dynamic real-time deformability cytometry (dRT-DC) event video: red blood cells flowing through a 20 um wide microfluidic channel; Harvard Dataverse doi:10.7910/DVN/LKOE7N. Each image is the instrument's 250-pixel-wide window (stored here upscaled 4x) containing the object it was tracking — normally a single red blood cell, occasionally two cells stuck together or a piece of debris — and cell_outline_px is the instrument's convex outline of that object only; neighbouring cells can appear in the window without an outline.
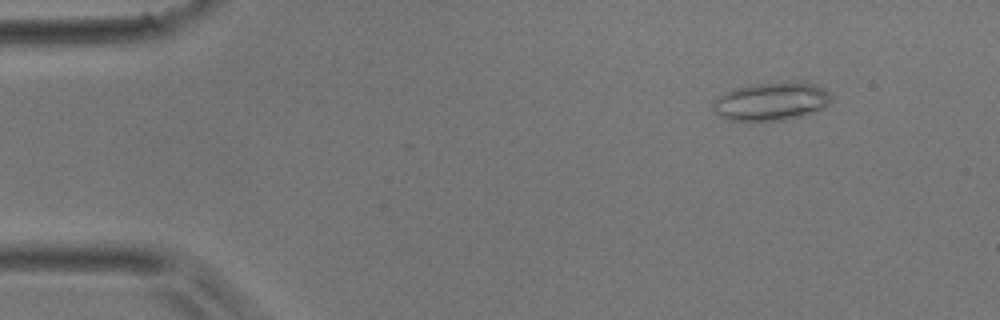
{"species": "common noctule bat (a hibernating species)", "species_latin": "Nyctalus noctula", "temperature_condition": "room temperature", "stored_images_in_passage": 48, "camera_frame_rate_fps": 3000, "um_per_image_px": 0.085, "animal": {"sex": "male", "body_mass_g": 17.9}, "frame": {"image": 1, "passage_image": 7, "time_ms": 2.0, "image_size_px": [1000, 320], "cell_outline_px": [[832, 100], [828, 104], [816, 112], [804, 116], [784, 120], [728, 120], [720, 116], [716, 112], [712, 104], [720, 96], [732, 88], [752, 84], [796, 80], [804, 80], [816, 84], [824, 88], [832, 96]], "centroid_in_image_um": [65.64, 8.59], "position_along_channel_um": 19.4, "area_um2": 26.76}}
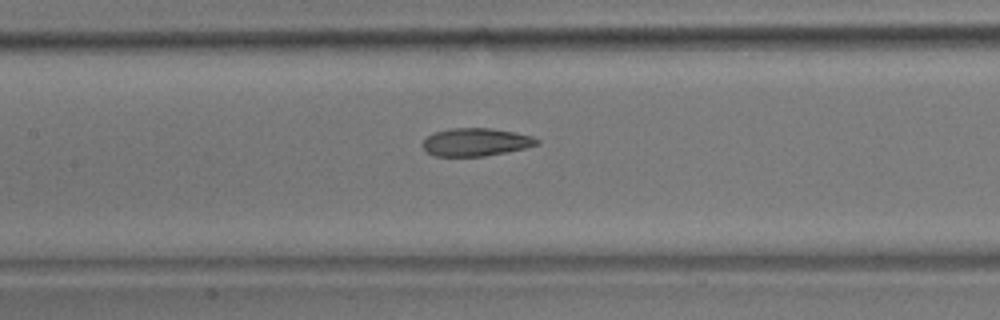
{"frame": {"image": 2, "passage_image": 26, "time_ms": 8.333, "image_size_px": [1000, 320], "cell_outline_px": [[540, 144], [508, 152], [484, 156], [432, 156], [424, 148], [424, 140], [432, 132], [448, 128], [492, 128], [516, 132], [532, 136], [540, 140]], "centroid_in_image_um": [40.47, 12.07], "position_along_channel_um": 166.9, "area_um2": 18.73}}
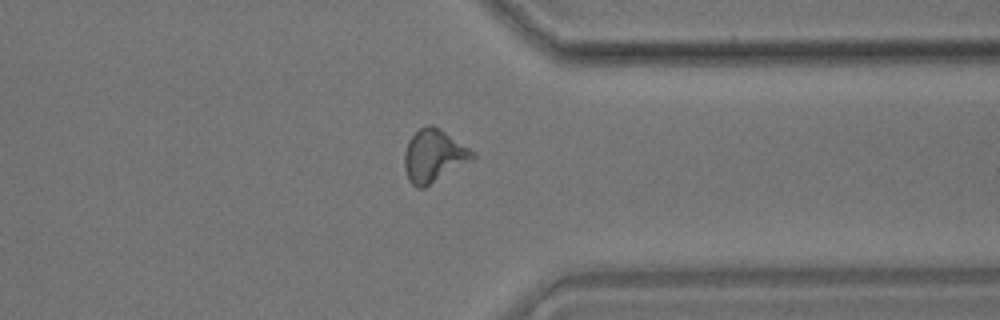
{"frame": {"image": 3, "passage_image": 43, "time_ms": 14.0, "image_size_px": [1000, 320], "cell_outline_px": [[476, 156], [472, 160], [424, 188], [416, 188], [408, 180], [404, 168], [404, 152], [408, 140], [420, 128], [428, 124], [432, 124], [440, 128], [476, 152]], "centroid_in_image_um": [36.86, 13.24], "position_along_channel_um": 374.5, "area_um2": 21.04}, "authors_computed_cell_mechanics": {"area_um2": 19.7676, "velocity_mm_per_s": 3.7297, "shape_relaxation_time_tau1_ms": 9.5708, "shape_relaxation_time_tau2_ms": 2.4832, "deformation_change_tau1": 0.2076, "deformation_change_tau2": 0.1016}}